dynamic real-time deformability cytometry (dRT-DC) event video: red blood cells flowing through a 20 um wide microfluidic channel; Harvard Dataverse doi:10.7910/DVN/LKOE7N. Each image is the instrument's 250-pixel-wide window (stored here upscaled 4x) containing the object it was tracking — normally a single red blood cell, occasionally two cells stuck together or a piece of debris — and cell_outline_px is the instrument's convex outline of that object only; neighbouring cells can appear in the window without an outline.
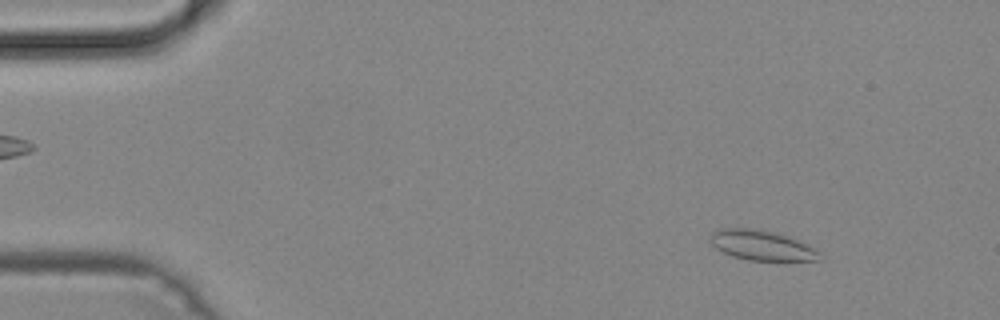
{"species": "common noctule bat (a hibernating species)", "species_latin": "Nyctalus noctula", "temperature_condition": "cold", "stored_images_in_passage": 49, "camera_frame_rate_fps": 3000, "um_per_image_px": 0.085, "animal": {"sex": "male", "body_mass_g": 19.2, "forearm_length_mm": 51.8}, "frame": {"image": 1, "passage_image": 5, "time_ms": 1.333, "image_size_px": [1000, 320], "cell_outline_px": [[824, 260], [748, 260], [732, 256], [716, 248], [712, 244], [712, 232], [720, 228], [760, 228], [792, 236], [800, 240], [820, 252]], "centroid_in_image_um": [64.81, 20.83], "position_along_channel_um": 20.2, "area_um2": 19.31}}
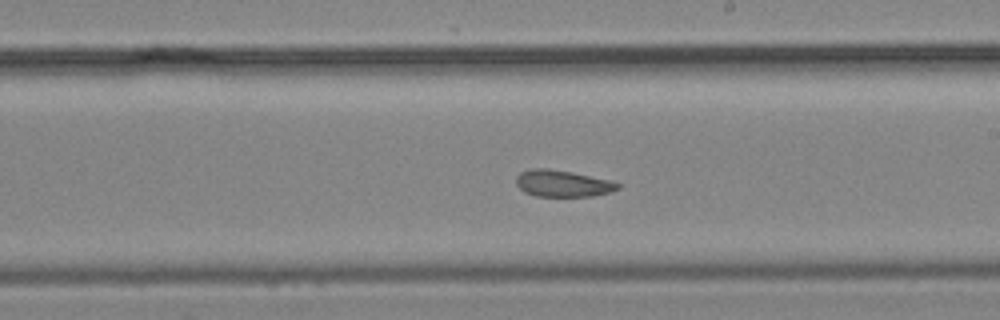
{"frame": {"image": 2, "passage_image": 28, "time_ms": 9.0, "image_size_px": [1000, 320], "cell_outline_px": [[620, 188], [608, 192], [592, 196], [536, 196], [524, 192], [516, 184], [516, 176], [520, 172], [532, 168], [548, 168], [572, 172], [612, 180], [620, 184]], "centroid_in_image_um": [47.81, 15.58], "position_along_channel_um": 241.2, "area_um2": 15.84}}
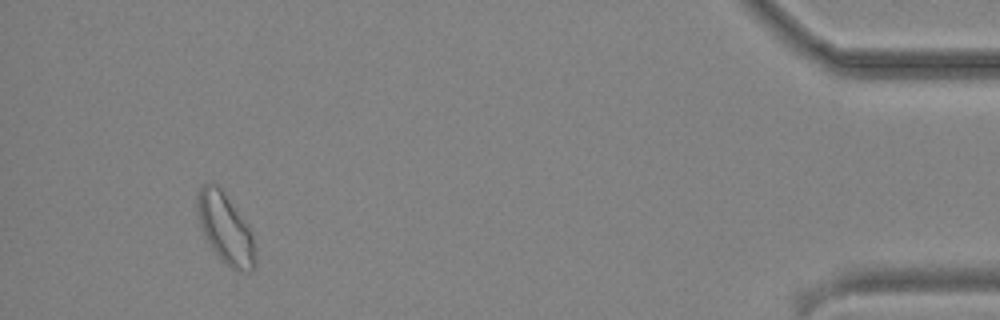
{"frame": {"image": 3, "passage_image": 46, "time_ms": 15.0, "image_size_px": [1000, 320], "cell_outline_px": [[256, 264], [252, 272], [248, 272], [232, 268], [220, 260], [204, 236], [200, 224], [196, 208], [196, 204], [200, 188], [208, 180], [212, 180], [224, 192], [252, 232], [256, 252]], "centroid_in_image_um": [19.16, 19.43], "position_along_channel_um": 416.0, "area_um2": 23.76}}